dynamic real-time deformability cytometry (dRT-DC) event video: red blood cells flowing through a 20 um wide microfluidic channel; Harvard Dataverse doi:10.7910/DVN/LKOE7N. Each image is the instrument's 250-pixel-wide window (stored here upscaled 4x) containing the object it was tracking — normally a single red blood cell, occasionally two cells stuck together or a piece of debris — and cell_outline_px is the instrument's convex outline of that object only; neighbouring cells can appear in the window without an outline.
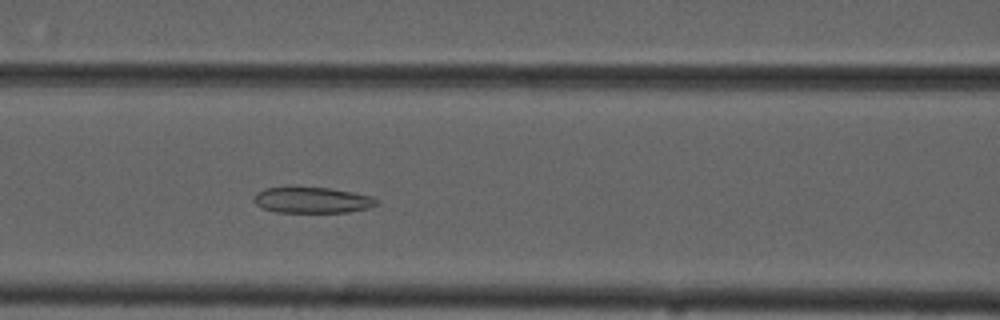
{"species": "common noctule bat (a hibernating species)", "species_latin": "Nyctalus noctula", "temperature_condition": "cold", "stored_images_in_passage": 46, "camera_frame_rate_fps": 3000, "um_per_image_px": 0.085, "animal": {"sex": "male", "forearm_length_mm": 52.5}, "frame": {"image": 1, "passage_image": 19, "time_ms": 6.0, "image_size_px": [1000, 320], "cell_outline_px": [[380, 204], [368, 208], [348, 212], [276, 212], [260, 208], [252, 200], [256, 192], [264, 188], [328, 188], [352, 192], [372, 196], [380, 200]], "centroid_in_image_um": [26.55, 17.02], "position_along_channel_um": 140.1, "area_um2": 18.55}}
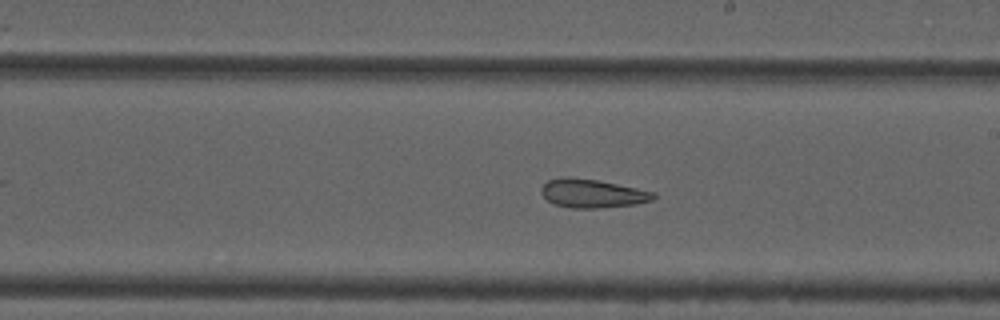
{"frame": {"image": 2, "passage_image": 27, "time_ms": 8.667, "image_size_px": [1000, 320], "cell_outline_px": [[656, 196], [652, 200], [636, 204], [600, 208], [572, 208], [552, 204], [540, 192], [540, 188], [548, 180], [564, 176], [568, 176], [596, 180], [656, 192]], "centroid_in_image_um": [50.32, 16.44], "position_along_channel_um": 238.7, "area_um2": 18.73}}
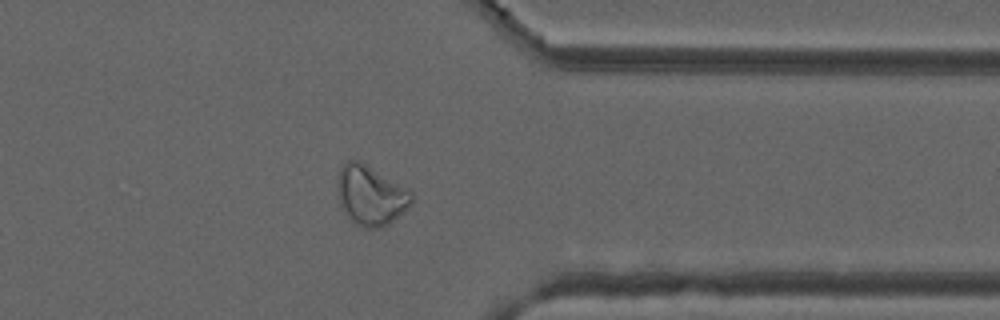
{"frame": {"image": 3, "passage_image": 39, "time_ms": 12.667, "image_size_px": [1000, 320], "cell_outline_px": [[412, 204], [404, 212], [388, 224], [380, 228], [364, 228], [356, 224], [344, 212], [340, 204], [336, 184], [336, 176], [340, 168], [348, 160], [360, 160], [412, 192]], "centroid_in_image_um": [31.48, 16.6], "position_along_channel_um": 379.9, "area_um2": 25.78}}